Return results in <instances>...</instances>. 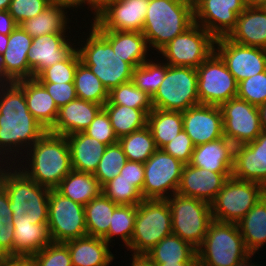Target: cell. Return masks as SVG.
I'll use <instances>...</instances> for the list:
<instances>
[{
  "label": "cell",
  "mask_w": 266,
  "mask_h": 266,
  "mask_svg": "<svg viewBox=\"0 0 266 266\" xmlns=\"http://www.w3.org/2000/svg\"><path fill=\"white\" fill-rule=\"evenodd\" d=\"M46 131L29 112L24 90L16 82L0 85V155L3 157L0 162L3 163L4 157L9 161L6 153L19 154L25 146L27 150Z\"/></svg>",
  "instance_id": "obj_1"
},
{
  "label": "cell",
  "mask_w": 266,
  "mask_h": 266,
  "mask_svg": "<svg viewBox=\"0 0 266 266\" xmlns=\"http://www.w3.org/2000/svg\"><path fill=\"white\" fill-rule=\"evenodd\" d=\"M0 166V185L9 197V207L13 211V224H47L50 189L37 184L22 170ZM13 169V170H11ZM18 170V171H17ZM13 171V172H12Z\"/></svg>",
  "instance_id": "obj_2"
},
{
  "label": "cell",
  "mask_w": 266,
  "mask_h": 266,
  "mask_svg": "<svg viewBox=\"0 0 266 266\" xmlns=\"http://www.w3.org/2000/svg\"><path fill=\"white\" fill-rule=\"evenodd\" d=\"M29 150V151H28ZM25 168L22 162L17 164L30 179L41 186L55 189L63 178L72 170L70 149L66 136L46 131L31 147L27 149ZM31 157V158H29ZM30 161H28V160ZM31 169V170H29Z\"/></svg>",
  "instance_id": "obj_3"
},
{
  "label": "cell",
  "mask_w": 266,
  "mask_h": 266,
  "mask_svg": "<svg viewBox=\"0 0 266 266\" xmlns=\"http://www.w3.org/2000/svg\"><path fill=\"white\" fill-rule=\"evenodd\" d=\"M194 23V12L181 0H150L142 34L159 52Z\"/></svg>",
  "instance_id": "obj_4"
},
{
  "label": "cell",
  "mask_w": 266,
  "mask_h": 266,
  "mask_svg": "<svg viewBox=\"0 0 266 266\" xmlns=\"http://www.w3.org/2000/svg\"><path fill=\"white\" fill-rule=\"evenodd\" d=\"M90 28L85 45L76 48L80 62L89 67L108 92L131 81L134 68L114 53L111 44L92 25Z\"/></svg>",
  "instance_id": "obj_5"
},
{
  "label": "cell",
  "mask_w": 266,
  "mask_h": 266,
  "mask_svg": "<svg viewBox=\"0 0 266 266\" xmlns=\"http://www.w3.org/2000/svg\"><path fill=\"white\" fill-rule=\"evenodd\" d=\"M197 250L198 266H237L251 253L236 223L212 220Z\"/></svg>",
  "instance_id": "obj_6"
},
{
  "label": "cell",
  "mask_w": 266,
  "mask_h": 266,
  "mask_svg": "<svg viewBox=\"0 0 266 266\" xmlns=\"http://www.w3.org/2000/svg\"><path fill=\"white\" fill-rule=\"evenodd\" d=\"M170 206L167 199H144L137 205V215L130 244L132 255H145L164 237L172 234Z\"/></svg>",
  "instance_id": "obj_7"
},
{
  "label": "cell",
  "mask_w": 266,
  "mask_h": 266,
  "mask_svg": "<svg viewBox=\"0 0 266 266\" xmlns=\"http://www.w3.org/2000/svg\"><path fill=\"white\" fill-rule=\"evenodd\" d=\"M173 197V198H172ZM172 220V234L198 248L213 220L211 204L178 193L167 198Z\"/></svg>",
  "instance_id": "obj_8"
},
{
  "label": "cell",
  "mask_w": 266,
  "mask_h": 266,
  "mask_svg": "<svg viewBox=\"0 0 266 266\" xmlns=\"http://www.w3.org/2000/svg\"><path fill=\"white\" fill-rule=\"evenodd\" d=\"M265 195L262 184L231 176L211 203L212 218L237 224Z\"/></svg>",
  "instance_id": "obj_9"
},
{
  "label": "cell",
  "mask_w": 266,
  "mask_h": 266,
  "mask_svg": "<svg viewBox=\"0 0 266 266\" xmlns=\"http://www.w3.org/2000/svg\"><path fill=\"white\" fill-rule=\"evenodd\" d=\"M197 85L195 68L168 66L158 91L152 97L153 108L182 112L199 105Z\"/></svg>",
  "instance_id": "obj_10"
},
{
  "label": "cell",
  "mask_w": 266,
  "mask_h": 266,
  "mask_svg": "<svg viewBox=\"0 0 266 266\" xmlns=\"http://www.w3.org/2000/svg\"><path fill=\"white\" fill-rule=\"evenodd\" d=\"M215 38L202 26L194 23L176 36L158 53L169 66L197 68L215 51Z\"/></svg>",
  "instance_id": "obj_11"
},
{
  "label": "cell",
  "mask_w": 266,
  "mask_h": 266,
  "mask_svg": "<svg viewBox=\"0 0 266 266\" xmlns=\"http://www.w3.org/2000/svg\"><path fill=\"white\" fill-rule=\"evenodd\" d=\"M196 70L200 104L221 106L237 97L238 83L215 51Z\"/></svg>",
  "instance_id": "obj_12"
},
{
  "label": "cell",
  "mask_w": 266,
  "mask_h": 266,
  "mask_svg": "<svg viewBox=\"0 0 266 266\" xmlns=\"http://www.w3.org/2000/svg\"><path fill=\"white\" fill-rule=\"evenodd\" d=\"M48 229L52 242L65 243L87 235L84 205L49 192Z\"/></svg>",
  "instance_id": "obj_13"
},
{
  "label": "cell",
  "mask_w": 266,
  "mask_h": 266,
  "mask_svg": "<svg viewBox=\"0 0 266 266\" xmlns=\"http://www.w3.org/2000/svg\"><path fill=\"white\" fill-rule=\"evenodd\" d=\"M183 168L182 162L162 149H157L144 162L143 199H167L175 194L179 187Z\"/></svg>",
  "instance_id": "obj_14"
},
{
  "label": "cell",
  "mask_w": 266,
  "mask_h": 266,
  "mask_svg": "<svg viewBox=\"0 0 266 266\" xmlns=\"http://www.w3.org/2000/svg\"><path fill=\"white\" fill-rule=\"evenodd\" d=\"M224 136L235 146L254 141L262 132L258 107L234 97L221 106Z\"/></svg>",
  "instance_id": "obj_15"
},
{
  "label": "cell",
  "mask_w": 266,
  "mask_h": 266,
  "mask_svg": "<svg viewBox=\"0 0 266 266\" xmlns=\"http://www.w3.org/2000/svg\"><path fill=\"white\" fill-rule=\"evenodd\" d=\"M215 52L237 83L266 71V49L240 45L221 37L215 40Z\"/></svg>",
  "instance_id": "obj_16"
},
{
  "label": "cell",
  "mask_w": 266,
  "mask_h": 266,
  "mask_svg": "<svg viewBox=\"0 0 266 266\" xmlns=\"http://www.w3.org/2000/svg\"><path fill=\"white\" fill-rule=\"evenodd\" d=\"M245 8L244 0H205L194 12V22L215 39L227 37Z\"/></svg>",
  "instance_id": "obj_17"
},
{
  "label": "cell",
  "mask_w": 266,
  "mask_h": 266,
  "mask_svg": "<svg viewBox=\"0 0 266 266\" xmlns=\"http://www.w3.org/2000/svg\"><path fill=\"white\" fill-rule=\"evenodd\" d=\"M150 0H118L91 25L96 30L142 32Z\"/></svg>",
  "instance_id": "obj_18"
},
{
  "label": "cell",
  "mask_w": 266,
  "mask_h": 266,
  "mask_svg": "<svg viewBox=\"0 0 266 266\" xmlns=\"http://www.w3.org/2000/svg\"><path fill=\"white\" fill-rule=\"evenodd\" d=\"M183 130L195 146L224 136L220 106L199 104L182 111Z\"/></svg>",
  "instance_id": "obj_19"
},
{
  "label": "cell",
  "mask_w": 266,
  "mask_h": 266,
  "mask_svg": "<svg viewBox=\"0 0 266 266\" xmlns=\"http://www.w3.org/2000/svg\"><path fill=\"white\" fill-rule=\"evenodd\" d=\"M65 33L34 37L28 53L29 78H36L44 69L64 61L76 48Z\"/></svg>",
  "instance_id": "obj_20"
},
{
  "label": "cell",
  "mask_w": 266,
  "mask_h": 266,
  "mask_svg": "<svg viewBox=\"0 0 266 266\" xmlns=\"http://www.w3.org/2000/svg\"><path fill=\"white\" fill-rule=\"evenodd\" d=\"M232 176L266 188V132L262 131L254 141L235 146Z\"/></svg>",
  "instance_id": "obj_21"
},
{
  "label": "cell",
  "mask_w": 266,
  "mask_h": 266,
  "mask_svg": "<svg viewBox=\"0 0 266 266\" xmlns=\"http://www.w3.org/2000/svg\"><path fill=\"white\" fill-rule=\"evenodd\" d=\"M231 176L232 173H218L187 164L182 170L176 193L211 204Z\"/></svg>",
  "instance_id": "obj_22"
},
{
  "label": "cell",
  "mask_w": 266,
  "mask_h": 266,
  "mask_svg": "<svg viewBox=\"0 0 266 266\" xmlns=\"http://www.w3.org/2000/svg\"><path fill=\"white\" fill-rule=\"evenodd\" d=\"M102 108L100 104L79 98L70 101L58 109L56 121L48 132L62 136L83 132Z\"/></svg>",
  "instance_id": "obj_23"
},
{
  "label": "cell",
  "mask_w": 266,
  "mask_h": 266,
  "mask_svg": "<svg viewBox=\"0 0 266 266\" xmlns=\"http://www.w3.org/2000/svg\"><path fill=\"white\" fill-rule=\"evenodd\" d=\"M235 145L225 136L195 146L190 165L218 173H232Z\"/></svg>",
  "instance_id": "obj_24"
},
{
  "label": "cell",
  "mask_w": 266,
  "mask_h": 266,
  "mask_svg": "<svg viewBox=\"0 0 266 266\" xmlns=\"http://www.w3.org/2000/svg\"><path fill=\"white\" fill-rule=\"evenodd\" d=\"M227 38L240 45L266 49V9L246 7Z\"/></svg>",
  "instance_id": "obj_25"
},
{
  "label": "cell",
  "mask_w": 266,
  "mask_h": 266,
  "mask_svg": "<svg viewBox=\"0 0 266 266\" xmlns=\"http://www.w3.org/2000/svg\"><path fill=\"white\" fill-rule=\"evenodd\" d=\"M16 83L24 90L29 112L48 131L55 123L58 107L44 86L36 79H22Z\"/></svg>",
  "instance_id": "obj_26"
},
{
  "label": "cell",
  "mask_w": 266,
  "mask_h": 266,
  "mask_svg": "<svg viewBox=\"0 0 266 266\" xmlns=\"http://www.w3.org/2000/svg\"><path fill=\"white\" fill-rule=\"evenodd\" d=\"M66 139L70 149L72 170L94 174L107 145L84 132L68 135Z\"/></svg>",
  "instance_id": "obj_27"
},
{
  "label": "cell",
  "mask_w": 266,
  "mask_h": 266,
  "mask_svg": "<svg viewBox=\"0 0 266 266\" xmlns=\"http://www.w3.org/2000/svg\"><path fill=\"white\" fill-rule=\"evenodd\" d=\"M32 40L33 38L20 25L8 35L3 61L7 74L15 82L29 79L28 53Z\"/></svg>",
  "instance_id": "obj_28"
},
{
  "label": "cell",
  "mask_w": 266,
  "mask_h": 266,
  "mask_svg": "<svg viewBox=\"0 0 266 266\" xmlns=\"http://www.w3.org/2000/svg\"><path fill=\"white\" fill-rule=\"evenodd\" d=\"M70 251L72 266H108L114 260L103 238L86 235L65 242Z\"/></svg>",
  "instance_id": "obj_29"
},
{
  "label": "cell",
  "mask_w": 266,
  "mask_h": 266,
  "mask_svg": "<svg viewBox=\"0 0 266 266\" xmlns=\"http://www.w3.org/2000/svg\"><path fill=\"white\" fill-rule=\"evenodd\" d=\"M112 46L113 51L133 68L148 61L146 38L142 32L97 30Z\"/></svg>",
  "instance_id": "obj_30"
},
{
  "label": "cell",
  "mask_w": 266,
  "mask_h": 266,
  "mask_svg": "<svg viewBox=\"0 0 266 266\" xmlns=\"http://www.w3.org/2000/svg\"><path fill=\"white\" fill-rule=\"evenodd\" d=\"M246 249L254 254L266 243V195L237 223Z\"/></svg>",
  "instance_id": "obj_31"
},
{
  "label": "cell",
  "mask_w": 266,
  "mask_h": 266,
  "mask_svg": "<svg viewBox=\"0 0 266 266\" xmlns=\"http://www.w3.org/2000/svg\"><path fill=\"white\" fill-rule=\"evenodd\" d=\"M55 190L64 197L85 206L102 192V187L93 173L71 170Z\"/></svg>",
  "instance_id": "obj_32"
},
{
  "label": "cell",
  "mask_w": 266,
  "mask_h": 266,
  "mask_svg": "<svg viewBox=\"0 0 266 266\" xmlns=\"http://www.w3.org/2000/svg\"><path fill=\"white\" fill-rule=\"evenodd\" d=\"M13 225V256H33L52 242L47 224Z\"/></svg>",
  "instance_id": "obj_33"
},
{
  "label": "cell",
  "mask_w": 266,
  "mask_h": 266,
  "mask_svg": "<svg viewBox=\"0 0 266 266\" xmlns=\"http://www.w3.org/2000/svg\"><path fill=\"white\" fill-rule=\"evenodd\" d=\"M154 263H197V250L179 236L164 237L145 254Z\"/></svg>",
  "instance_id": "obj_34"
},
{
  "label": "cell",
  "mask_w": 266,
  "mask_h": 266,
  "mask_svg": "<svg viewBox=\"0 0 266 266\" xmlns=\"http://www.w3.org/2000/svg\"><path fill=\"white\" fill-rule=\"evenodd\" d=\"M147 126L157 149H161L183 130L182 112L153 108L147 116Z\"/></svg>",
  "instance_id": "obj_35"
},
{
  "label": "cell",
  "mask_w": 266,
  "mask_h": 266,
  "mask_svg": "<svg viewBox=\"0 0 266 266\" xmlns=\"http://www.w3.org/2000/svg\"><path fill=\"white\" fill-rule=\"evenodd\" d=\"M58 5L50 4L34 18L25 20L20 26L32 37L51 33H65L69 23L67 11ZM68 21V22H67Z\"/></svg>",
  "instance_id": "obj_36"
},
{
  "label": "cell",
  "mask_w": 266,
  "mask_h": 266,
  "mask_svg": "<svg viewBox=\"0 0 266 266\" xmlns=\"http://www.w3.org/2000/svg\"><path fill=\"white\" fill-rule=\"evenodd\" d=\"M117 138L129 135L147 125V116L153 109H135L116 104H104Z\"/></svg>",
  "instance_id": "obj_37"
},
{
  "label": "cell",
  "mask_w": 266,
  "mask_h": 266,
  "mask_svg": "<svg viewBox=\"0 0 266 266\" xmlns=\"http://www.w3.org/2000/svg\"><path fill=\"white\" fill-rule=\"evenodd\" d=\"M118 204L103 192L87 203L85 208L87 235L103 238L109 231L114 209Z\"/></svg>",
  "instance_id": "obj_38"
},
{
  "label": "cell",
  "mask_w": 266,
  "mask_h": 266,
  "mask_svg": "<svg viewBox=\"0 0 266 266\" xmlns=\"http://www.w3.org/2000/svg\"><path fill=\"white\" fill-rule=\"evenodd\" d=\"M118 142L129 161L144 163L157 150L151 130L147 125L119 138Z\"/></svg>",
  "instance_id": "obj_39"
},
{
  "label": "cell",
  "mask_w": 266,
  "mask_h": 266,
  "mask_svg": "<svg viewBox=\"0 0 266 266\" xmlns=\"http://www.w3.org/2000/svg\"><path fill=\"white\" fill-rule=\"evenodd\" d=\"M73 83L79 99L102 106L108 101V90L89 67L81 62L78 63Z\"/></svg>",
  "instance_id": "obj_40"
},
{
  "label": "cell",
  "mask_w": 266,
  "mask_h": 266,
  "mask_svg": "<svg viewBox=\"0 0 266 266\" xmlns=\"http://www.w3.org/2000/svg\"><path fill=\"white\" fill-rule=\"evenodd\" d=\"M136 215L137 205H118L114 209L109 231L103 239L109 244L112 238L120 236L127 248L133 235Z\"/></svg>",
  "instance_id": "obj_41"
},
{
  "label": "cell",
  "mask_w": 266,
  "mask_h": 266,
  "mask_svg": "<svg viewBox=\"0 0 266 266\" xmlns=\"http://www.w3.org/2000/svg\"><path fill=\"white\" fill-rule=\"evenodd\" d=\"M168 66L165 62L155 63L149 59L134 68L131 81L140 90L153 97L165 77Z\"/></svg>",
  "instance_id": "obj_42"
},
{
  "label": "cell",
  "mask_w": 266,
  "mask_h": 266,
  "mask_svg": "<svg viewBox=\"0 0 266 266\" xmlns=\"http://www.w3.org/2000/svg\"><path fill=\"white\" fill-rule=\"evenodd\" d=\"M105 104L123 105L135 109H153L152 97L140 90L132 81L111 89Z\"/></svg>",
  "instance_id": "obj_43"
},
{
  "label": "cell",
  "mask_w": 266,
  "mask_h": 266,
  "mask_svg": "<svg viewBox=\"0 0 266 266\" xmlns=\"http://www.w3.org/2000/svg\"><path fill=\"white\" fill-rule=\"evenodd\" d=\"M128 161L119 142L108 145L94 172L99 185L103 187L120 174L121 168Z\"/></svg>",
  "instance_id": "obj_44"
},
{
  "label": "cell",
  "mask_w": 266,
  "mask_h": 266,
  "mask_svg": "<svg viewBox=\"0 0 266 266\" xmlns=\"http://www.w3.org/2000/svg\"><path fill=\"white\" fill-rule=\"evenodd\" d=\"M79 62V54L75 49L64 61L44 69L36 79L39 82L73 83Z\"/></svg>",
  "instance_id": "obj_45"
},
{
  "label": "cell",
  "mask_w": 266,
  "mask_h": 266,
  "mask_svg": "<svg viewBox=\"0 0 266 266\" xmlns=\"http://www.w3.org/2000/svg\"><path fill=\"white\" fill-rule=\"evenodd\" d=\"M102 192L118 205H138L144 199L131 182L120 178V174L102 187Z\"/></svg>",
  "instance_id": "obj_46"
},
{
  "label": "cell",
  "mask_w": 266,
  "mask_h": 266,
  "mask_svg": "<svg viewBox=\"0 0 266 266\" xmlns=\"http://www.w3.org/2000/svg\"><path fill=\"white\" fill-rule=\"evenodd\" d=\"M237 97L257 107L266 103V71L239 82Z\"/></svg>",
  "instance_id": "obj_47"
},
{
  "label": "cell",
  "mask_w": 266,
  "mask_h": 266,
  "mask_svg": "<svg viewBox=\"0 0 266 266\" xmlns=\"http://www.w3.org/2000/svg\"><path fill=\"white\" fill-rule=\"evenodd\" d=\"M32 257L38 266H72L70 251L65 243L51 242Z\"/></svg>",
  "instance_id": "obj_48"
},
{
  "label": "cell",
  "mask_w": 266,
  "mask_h": 266,
  "mask_svg": "<svg viewBox=\"0 0 266 266\" xmlns=\"http://www.w3.org/2000/svg\"><path fill=\"white\" fill-rule=\"evenodd\" d=\"M83 132L107 146L118 142L109 115L104 108L97 113L94 120Z\"/></svg>",
  "instance_id": "obj_49"
},
{
  "label": "cell",
  "mask_w": 266,
  "mask_h": 266,
  "mask_svg": "<svg viewBox=\"0 0 266 266\" xmlns=\"http://www.w3.org/2000/svg\"><path fill=\"white\" fill-rule=\"evenodd\" d=\"M51 0H12L9 6V14L18 25L25 20L34 18L50 6Z\"/></svg>",
  "instance_id": "obj_50"
},
{
  "label": "cell",
  "mask_w": 266,
  "mask_h": 266,
  "mask_svg": "<svg viewBox=\"0 0 266 266\" xmlns=\"http://www.w3.org/2000/svg\"><path fill=\"white\" fill-rule=\"evenodd\" d=\"M194 148L195 145L191 138L182 130L172 141L164 145L161 149L184 165H187L191 162Z\"/></svg>",
  "instance_id": "obj_51"
},
{
  "label": "cell",
  "mask_w": 266,
  "mask_h": 266,
  "mask_svg": "<svg viewBox=\"0 0 266 266\" xmlns=\"http://www.w3.org/2000/svg\"><path fill=\"white\" fill-rule=\"evenodd\" d=\"M54 99L58 108L77 99L74 83L40 82Z\"/></svg>",
  "instance_id": "obj_52"
},
{
  "label": "cell",
  "mask_w": 266,
  "mask_h": 266,
  "mask_svg": "<svg viewBox=\"0 0 266 266\" xmlns=\"http://www.w3.org/2000/svg\"><path fill=\"white\" fill-rule=\"evenodd\" d=\"M14 225L7 214H0V257L13 256Z\"/></svg>",
  "instance_id": "obj_53"
},
{
  "label": "cell",
  "mask_w": 266,
  "mask_h": 266,
  "mask_svg": "<svg viewBox=\"0 0 266 266\" xmlns=\"http://www.w3.org/2000/svg\"><path fill=\"white\" fill-rule=\"evenodd\" d=\"M120 178L131 182L142 195V188L144 183V163L127 161L120 171Z\"/></svg>",
  "instance_id": "obj_54"
},
{
  "label": "cell",
  "mask_w": 266,
  "mask_h": 266,
  "mask_svg": "<svg viewBox=\"0 0 266 266\" xmlns=\"http://www.w3.org/2000/svg\"><path fill=\"white\" fill-rule=\"evenodd\" d=\"M17 22L9 14L8 10L0 11V33L9 35L16 27Z\"/></svg>",
  "instance_id": "obj_55"
},
{
  "label": "cell",
  "mask_w": 266,
  "mask_h": 266,
  "mask_svg": "<svg viewBox=\"0 0 266 266\" xmlns=\"http://www.w3.org/2000/svg\"><path fill=\"white\" fill-rule=\"evenodd\" d=\"M2 266H38L32 256H9L3 258Z\"/></svg>",
  "instance_id": "obj_56"
},
{
  "label": "cell",
  "mask_w": 266,
  "mask_h": 266,
  "mask_svg": "<svg viewBox=\"0 0 266 266\" xmlns=\"http://www.w3.org/2000/svg\"><path fill=\"white\" fill-rule=\"evenodd\" d=\"M118 0H88L90 10L95 15V20L102 12H104L110 5L115 4Z\"/></svg>",
  "instance_id": "obj_57"
},
{
  "label": "cell",
  "mask_w": 266,
  "mask_h": 266,
  "mask_svg": "<svg viewBox=\"0 0 266 266\" xmlns=\"http://www.w3.org/2000/svg\"><path fill=\"white\" fill-rule=\"evenodd\" d=\"M13 211L9 207V197L6 190L0 185V214H7L11 218Z\"/></svg>",
  "instance_id": "obj_58"
},
{
  "label": "cell",
  "mask_w": 266,
  "mask_h": 266,
  "mask_svg": "<svg viewBox=\"0 0 266 266\" xmlns=\"http://www.w3.org/2000/svg\"><path fill=\"white\" fill-rule=\"evenodd\" d=\"M51 3L54 5H58L60 7H63L65 9L69 8H77L83 6L84 3L88 5V0H51Z\"/></svg>",
  "instance_id": "obj_59"
},
{
  "label": "cell",
  "mask_w": 266,
  "mask_h": 266,
  "mask_svg": "<svg viewBox=\"0 0 266 266\" xmlns=\"http://www.w3.org/2000/svg\"><path fill=\"white\" fill-rule=\"evenodd\" d=\"M131 256H133L131 266H157L156 263L152 262L146 255Z\"/></svg>",
  "instance_id": "obj_60"
},
{
  "label": "cell",
  "mask_w": 266,
  "mask_h": 266,
  "mask_svg": "<svg viewBox=\"0 0 266 266\" xmlns=\"http://www.w3.org/2000/svg\"><path fill=\"white\" fill-rule=\"evenodd\" d=\"M15 81L7 74L3 61V54H0V85L13 84Z\"/></svg>",
  "instance_id": "obj_61"
},
{
  "label": "cell",
  "mask_w": 266,
  "mask_h": 266,
  "mask_svg": "<svg viewBox=\"0 0 266 266\" xmlns=\"http://www.w3.org/2000/svg\"><path fill=\"white\" fill-rule=\"evenodd\" d=\"M260 115L261 128L263 132H266V103L258 106Z\"/></svg>",
  "instance_id": "obj_62"
},
{
  "label": "cell",
  "mask_w": 266,
  "mask_h": 266,
  "mask_svg": "<svg viewBox=\"0 0 266 266\" xmlns=\"http://www.w3.org/2000/svg\"><path fill=\"white\" fill-rule=\"evenodd\" d=\"M189 9L195 12L205 0H181Z\"/></svg>",
  "instance_id": "obj_63"
},
{
  "label": "cell",
  "mask_w": 266,
  "mask_h": 266,
  "mask_svg": "<svg viewBox=\"0 0 266 266\" xmlns=\"http://www.w3.org/2000/svg\"><path fill=\"white\" fill-rule=\"evenodd\" d=\"M246 7H262L266 6V0H244Z\"/></svg>",
  "instance_id": "obj_64"
},
{
  "label": "cell",
  "mask_w": 266,
  "mask_h": 266,
  "mask_svg": "<svg viewBox=\"0 0 266 266\" xmlns=\"http://www.w3.org/2000/svg\"><path fill=\"white\" fill-rule=\"evenodd\" d=\"M8 35L0 33V54H4L7 49Z\"/></svg>",
  "instance_id": "obj_65"
},
{
  "label": "cell",
  "mask_w": 266,
  "mask_h": 266,
  "mask_svg": "<svg viewBox=\"0 0 266 266\" xmlns=\"http://www.w3.org/2000/svg\"><path fill=\"white\" fill-rule=\"evenodd\" d=\"M157 266H198L197 263H156Z\"/></svg>",
  "instance_id": "obj_66"
},
{
  "label": "cell",
  "mask_w": 266,
  "mask_h": 266,
  "mask_svg": "<svg viewBox=\"0 0 266 266\" xmlns=\"http://www.w3.org/2000/svg\"><path fill=\"white\" fill-rule=\"evenodd\" d=\"M255 254H250L248 255L245 259H243L237 266H260V265H255L254 263H251L250 258Z\"/></svg>",
  "instance_id": "obj_67"
},
{
  "label": "cell",
  "mask_w": 266,
  "mask_h": 266,
  "mask_svg": "<svg viewBox=\"0 0 266 266\" xmlns=\"http://www.w3.org/2000/svg\"><path fill=\"white\" fill-rule=\"evenodd\" d=\"M12 0H0V11L8 10Z\"/></svg>",
  "instance_id": "obj_68"
},
{
  "label": "cell",
  "mask_w": 266,
  "mask_h": 266,
  "mask_svg": "<svg viewBox=\"0 0 266 266\" xmlns=\"http://www.w3.org/2000/svg\"><path fill=\"white\" fill-rule=\"evenodd\" d=\"M2 264H3V258L0 257V266H2Z\"/></svg>",
  "instance_id": "obj_69"
}]
</instances>
